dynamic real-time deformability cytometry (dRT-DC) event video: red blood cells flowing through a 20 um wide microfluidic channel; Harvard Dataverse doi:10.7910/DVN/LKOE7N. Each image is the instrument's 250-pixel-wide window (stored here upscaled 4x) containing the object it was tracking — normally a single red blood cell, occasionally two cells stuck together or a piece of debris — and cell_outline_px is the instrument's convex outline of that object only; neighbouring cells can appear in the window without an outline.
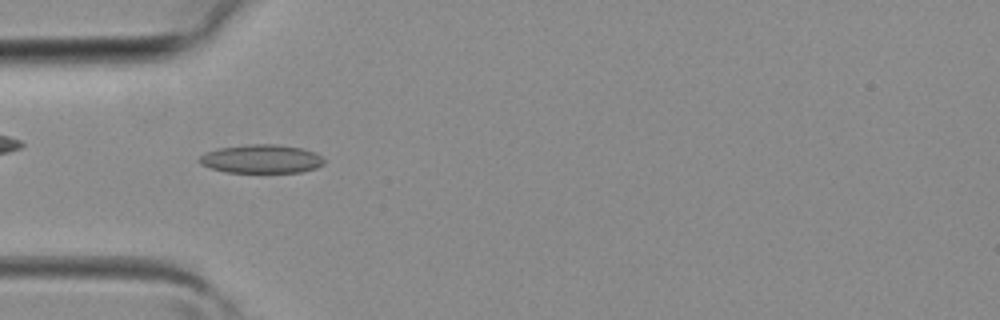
{"species": "common noctule bat (a hibernating species)", "species_latin": "Nyctalus noctula", "temperature_condition": "room temperature", "stored_images_in_passage": 4, "camera_frame_rate_fps": 3000, "um_per_image_px": 0.085, "animal": {"sex": "female", "body_mass_g": 19.3, "forearm_length_mm": 54.1}, "frame": {"image": 1, "passage_image": 3, "time_ms": 0.667, "image_size_px": [1000, 320], "cell_outline_px": [[324, 164], [316, 168], [300, 172], [224, 172], [200, 164], [196, 160], [204, 152], [220, 148], [248, 144], [276, 144], [304, 148], [316, 152], [324, 160]], "centroid_in_image_um": [22.21, 13.5], "position_along_channel_um": 62.8, "area_um2": 20.92}}
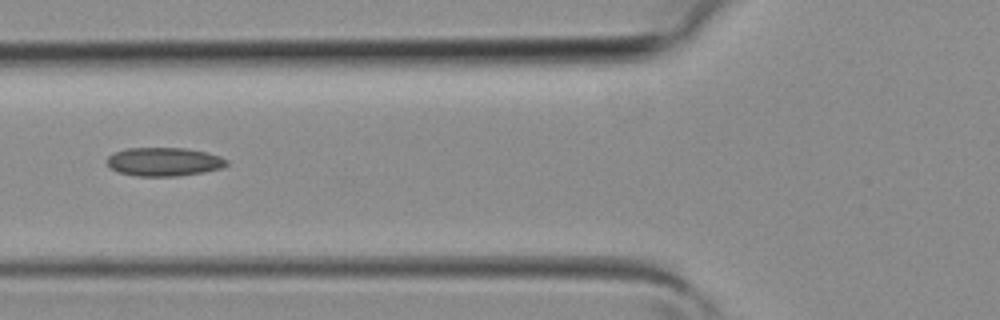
{"frame": {"image": 2, "passage_image": 4, "time_ms": 1.0, "image_size_px": [1000, 320], "cell_outline_px": [[228, 164], [220, 168], [204, 172], [176, 176], [136, 176], [116, 172], [108, 168], [108, 156], [116, 152], [128, 148], [184, 148], [208, 152], [220, 156], [228, 160]], "centroid_in_image_um": [13.93, 13.75], "position_along_channel_um": 111.9, "area_um2": 20.0}}